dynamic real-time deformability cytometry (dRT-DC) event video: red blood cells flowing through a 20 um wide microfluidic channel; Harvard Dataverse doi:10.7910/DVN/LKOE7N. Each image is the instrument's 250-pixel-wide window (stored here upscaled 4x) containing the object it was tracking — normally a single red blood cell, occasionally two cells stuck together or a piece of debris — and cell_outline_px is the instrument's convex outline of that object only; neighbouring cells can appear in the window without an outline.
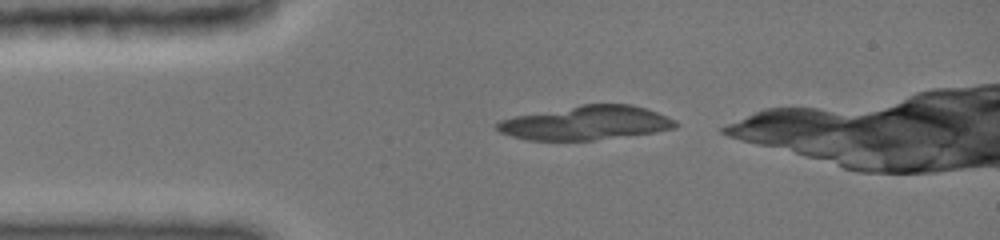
{"species": "common noctule bat (a hibernating species)", "species_latin": "Nyctalus noctula", "temperature_condition": "cold", "stored_images_in_passage": 20, "segment_of_instrument_passage": [1, 2], "camera_frame_rate_fps": 3000, "um_per_image_px": 0.085, "animal": {"sex": "female", "body_mass_g": 19.0, "forearm_length_mm": 51.5}, "frame": {"image": 1, "passage_image": 1, "time_ms": 0.0, "image_size_px": [1000, 240], "cell_outline_px": [[680, 124], [676, 128], [656, 132], [592, 140], [528, 140], [512, 136], [500, 132], [496, 128], [496, 124], [500, 120], [516, 116], [580, 104], [632, 104], [656, 112], [676, 120]], "centroid_in_image_um": [49.84, 10.44], "position_along_channel_um": 35.2, "area_um2": 35.26}}